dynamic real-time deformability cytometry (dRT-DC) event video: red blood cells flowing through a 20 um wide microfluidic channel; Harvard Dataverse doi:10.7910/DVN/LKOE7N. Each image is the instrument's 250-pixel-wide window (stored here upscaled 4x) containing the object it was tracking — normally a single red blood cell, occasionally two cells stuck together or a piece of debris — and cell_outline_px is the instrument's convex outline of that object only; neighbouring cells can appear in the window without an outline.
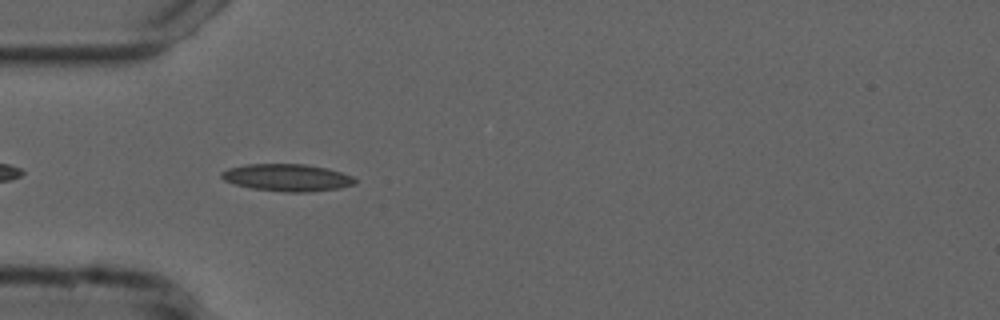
{"species": "common noctule bat (a hibernating species)", "species_latin": "Nyctalus noctula", "temperature_condition": "cold", "stored_images_in_passage": 41, "camera_frame_rate_fps": 3000, "um_per_image_px": 0.085, "animal": {"sex": "male", "forearm_length_mm": 52.5}, "frame": {"image": 1, "passage_image": 3, "time_ms": 0.667, "image_size_px": [1000, 320], "cell_outline_px": [[356, 184], [340, 188], [308, 192], [284, 192], [252, 188], [236, 184], [224, 180], [220, 176], [220, 172], [228, 168], [244, 164], [304, 164], [328, 168], [352, 176], [356, 180]], "centroid_in_image_um": [24.4, 15.09], "position_along_channel_um": 60.6, "area_um2": 21.21}}
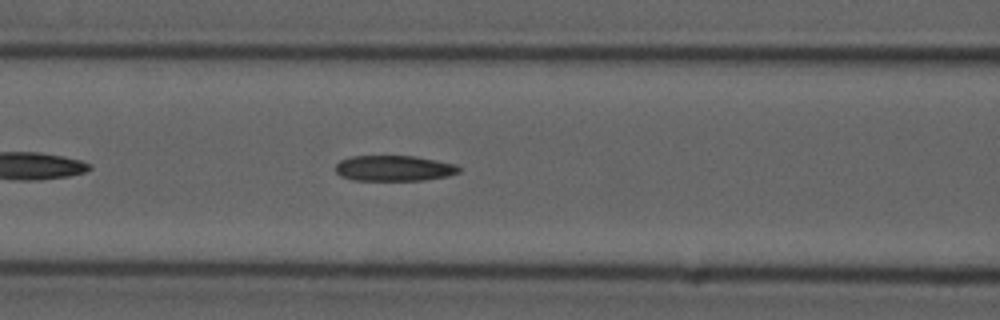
{"frame": {"image": 2, "passage_image": 9, "time_ms": 2.667, "image_size_px": [1000, 320], "cell_outline_px": [[460, 172], [448, 176], [424, 180], [352, 180], [340, 176], [336, 172], [336, 164], [340, 160], [352, 156], [412, 156], [436, 160], [456, 164], [460, 168]], "centroid_in_image_um": [33.49, 14.3], "position_along_channel_um": 133.1, "area_um2": 18.44}}
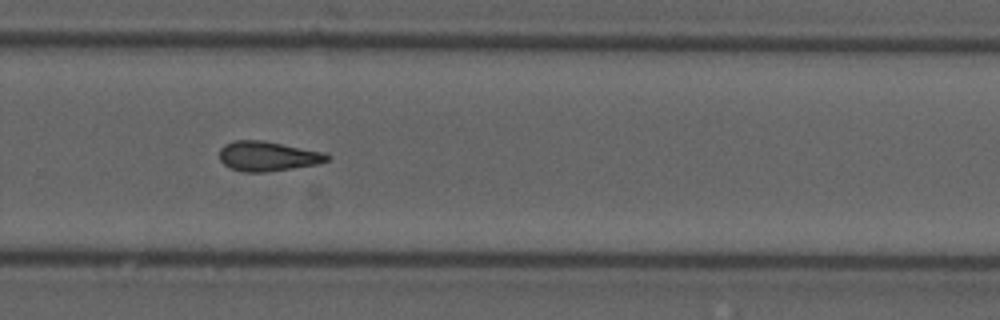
{"frame": {"image": 3, "passage_image": 23, "time_ms": 7.333, "image_size_px": [1000, 320], "cell_outline_px": [[332, 156], [328, 160], [320, 164], [264, 172], [244, 172], [232, 168], [224, 164], [220, 160], [220, 148], [224, 144], [232, 140], [264, 140], [328, 152]], "centroid_in_image_um": [22.82, 13.26], "position_along_channel_um": 307.0, "area_um2": 19.02}, "authors_computed_cell_mechanics": {"area_um2": 18.496, "velocity_mm_per_s": 3.7364, "shape_relaxation_time_tau1_ms": null, "shape_relaxation_time_tau2_ms": 8.3332, "deformation_change_tau1": null, "deformation_change_tau2": 0.1959}}